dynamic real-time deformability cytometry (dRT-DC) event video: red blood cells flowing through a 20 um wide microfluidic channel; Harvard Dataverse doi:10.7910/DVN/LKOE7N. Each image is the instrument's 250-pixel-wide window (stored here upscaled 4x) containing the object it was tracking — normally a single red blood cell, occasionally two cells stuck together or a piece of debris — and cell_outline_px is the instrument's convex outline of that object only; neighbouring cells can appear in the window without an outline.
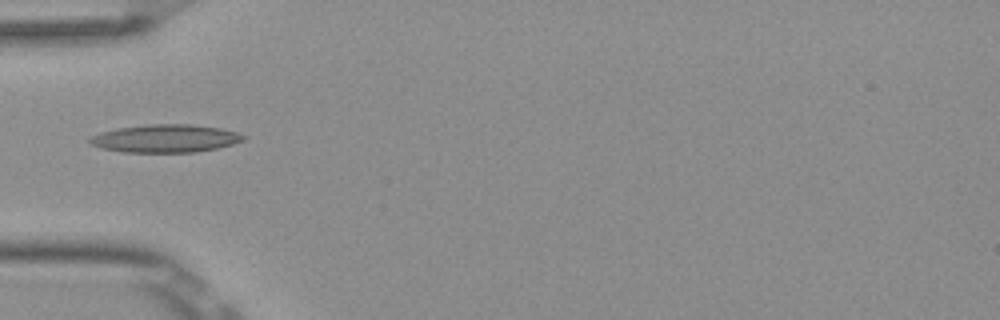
{"species": "Egyptian fruit bat (a non-hibernating species)", "species_latin": "Rousettus aegyptiacus", "temperature_condition": "room temperature", "stored_images_in_passage": 5, "camera_frame_rate_fps": 3000, "um_per_image_px": 0.085, "frame": {"image": 1, "passage_image": 5, "time_ms": 1.333, "image_size_px": [1000, 320], "cell_outline_px": [[244, 140], [232, 144], [216, 148], [196, 152], [124, 152], [100, 148], [88, 144], [88, 140], [92, 136], [100, 132], [116, 128], [144, 124], [192, 124], [220, 128], [236, 132], [244, 136]], "centroid_in_image_um": [13.99, 11.76], "position_along_channel_um": 71.0, "area_um2": 25.09}}